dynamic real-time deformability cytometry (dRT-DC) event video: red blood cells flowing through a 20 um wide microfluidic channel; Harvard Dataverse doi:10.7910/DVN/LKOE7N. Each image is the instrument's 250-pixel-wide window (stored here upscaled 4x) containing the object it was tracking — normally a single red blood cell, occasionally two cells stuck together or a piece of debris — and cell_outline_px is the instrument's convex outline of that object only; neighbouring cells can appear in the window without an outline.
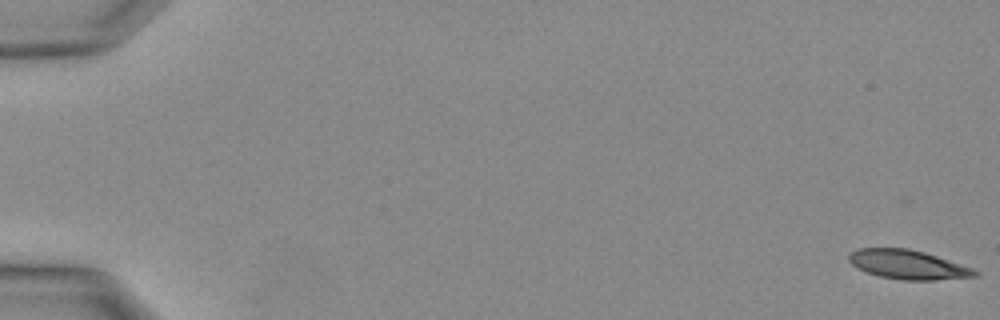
{"species": "Egyptian fruit bat (a non-hibernating species)", "species_latin": "Rousettus aegyptiacus", "temperature_condition": "warm", "stored_images_in_passage": 34, "camera_frame_rate_fps": 3000, "um_per_image_px": 0.085, "animal": {"sex": "female"}, "frame": {"image": 1, "passage_image": 1, "time_ms": 0.0, "image_size_px": [1000, 320], "cell_outline_px": [[980, 276], [936, 280], [900, 280], [880, 276], [868, 272], [852, 264], [848, 260], [848, 256], [852, 252], [860, 248], [908, 248], [924, 252], [972, 268], [980, 272]], "centroid_in_image_um": [77.21, 22.5], "position_along_channel_um": 7.8, "area_um2": 21.21}}
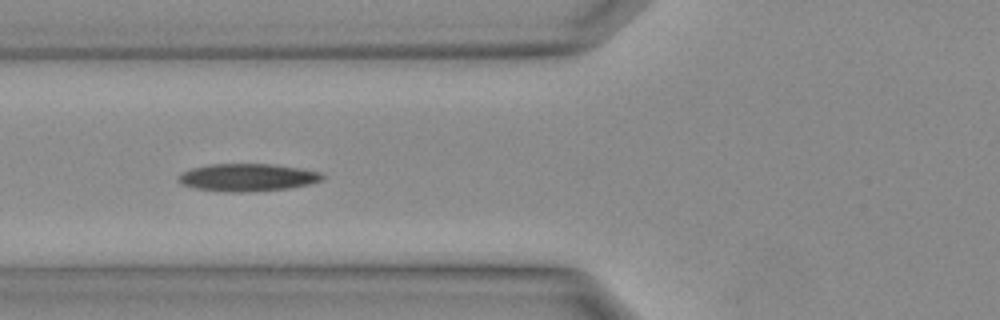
{"frame": {"image": 2, "passage_image": 14, "time_ms": 4.333, "image_size_px": [1000, 320], "cell_outline_px": [[324, 176], [320, 180], [308, 184], [288, 188], [248, 192], [236, 192], [196, 188], [184, 184], [180, 180], [180, 176], [184, 172], [192, 168], [208, 164], [272, 164], [300, 168], [320, 172]], "centroid_in_image_um": [21.08, 15.07], "position_along_channel_um": 104.7, "area_um2": 22.6}}
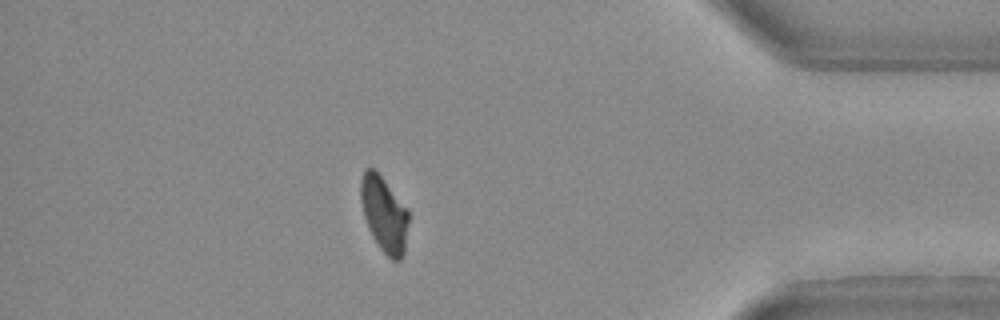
{"frame": {"image": 3, "passage_image": 30, "time_ms": 9.667, "image_size_px": [1000, 320], "cell_outline_px": [[408, 220], [404, 256], [400, 260], [392, 260], [380, 248], [372, 236], [368, 228], [364, 216], [360, 200], [360, 180], [364, 168], [376, 168], [408, 208]], "centroid_in_image_um": [32.64, 18.15], "position_along_channel_um": 402.6, "area_um2": 21.44}}